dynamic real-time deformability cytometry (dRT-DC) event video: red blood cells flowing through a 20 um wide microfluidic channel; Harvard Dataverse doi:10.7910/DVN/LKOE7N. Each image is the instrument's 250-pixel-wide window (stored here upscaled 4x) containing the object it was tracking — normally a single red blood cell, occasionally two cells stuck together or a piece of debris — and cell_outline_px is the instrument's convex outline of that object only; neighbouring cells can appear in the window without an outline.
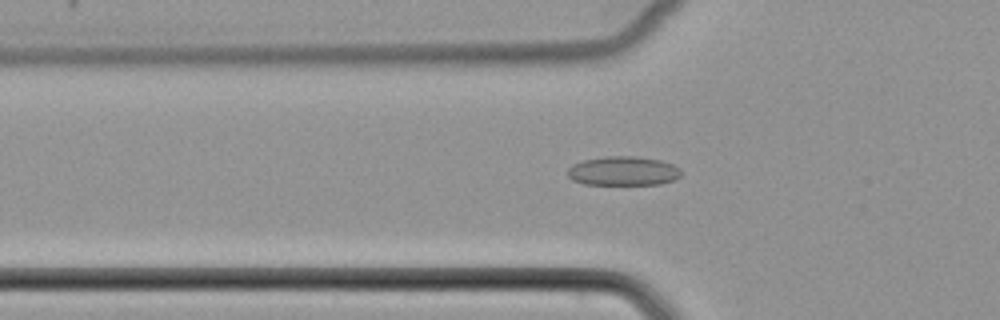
{"species": "common noctule bat (a hibernating species)", "species_latin": "Nyctalus noctula", "temperature_condition": "cold", "stored_images_in_passage": 52, "camera_frame_rate_fps": 3000, "um_per_image_px": 0.085, "animal": {"sex": "female", "body_mass_g": 22.7, "forearm_length_mm": 54.2}, "frame": {"image": 1, "passage_image": 18, "time_ms": 5.667, "image_size_px": [1000, 320], "cell_outline_px": [[680, 176], [672, 180], [660, 184], [584, 184], [572, 180], [568, 176], [568, 168], [572, 164], [584, 160], [604, 156], [636, 156], [660, 160], [672, 164], [680, 168]], "centroid_in_image_um": [52.95, 14.53], "position_along_channel_um": 72.9, "area_um2": 19.25}}
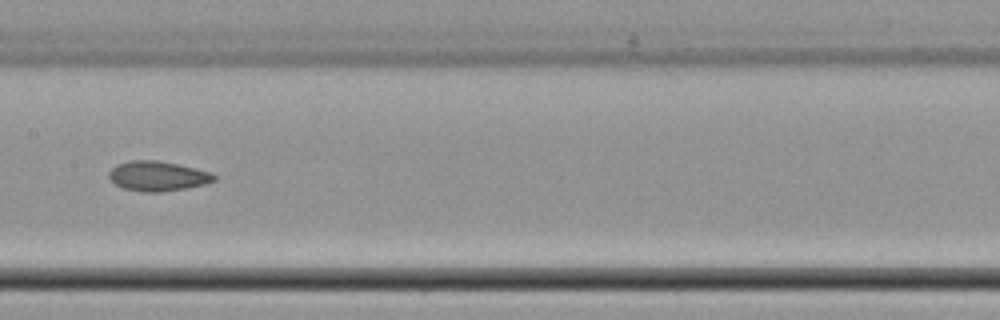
{"frame": {"image": 2, "passage_image": 27, "time_ms": 8.667, "image_size_px": [1000, 320], "cell_outline_px": [[216, 180], [204, 184], [188, 188], [160, 192], [144, 192], [124, 188], [116, 184], [108, 176], [108, 172], [116, 164], [128, 160], [156, 160], [176, 164], [212, 172], [216, 176]], "centroid_in_image_um": [13.4, 14.96], "position_along_channel_um": 194.0, "area_um2": 18.26}}
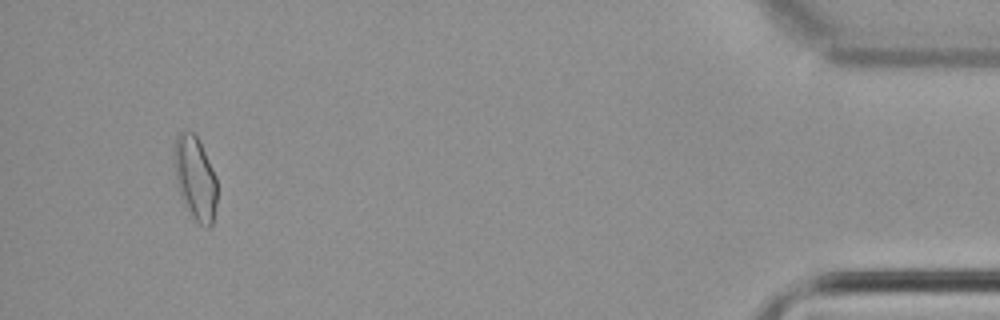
{"frame": {"image": 3, "passage_image": 49, "time_ms": 16.0, "image_size_px": [1000, 320], "cell_outline_px": [[216, 204], [212, 224], [208, 228], [200, 224], [192, 216], [184, 204], [180, 196], [176, 180], [172, 156], [176, 136], [180, 132], [192, 132], [196, 136], [216, 176]], "centroid_in_image_um": [16.56, 15.14], "position_along_channel_um": 418.6, "area_um2": 20.75}}